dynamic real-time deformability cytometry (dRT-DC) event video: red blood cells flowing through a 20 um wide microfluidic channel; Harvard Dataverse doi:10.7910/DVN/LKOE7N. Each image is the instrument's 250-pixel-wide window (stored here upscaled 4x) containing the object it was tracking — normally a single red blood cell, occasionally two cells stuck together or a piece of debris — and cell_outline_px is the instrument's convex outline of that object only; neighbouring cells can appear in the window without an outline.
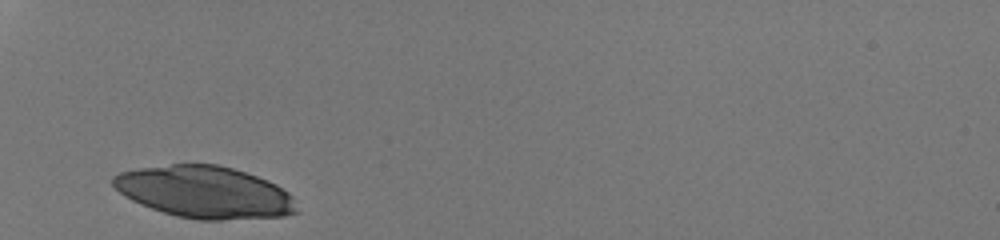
{"species": "human", "species_latin": "Homo sapiens", "temperature_condition": "room temperature", "stored_images_in_passage": 25, "camera_frame_rate_fps": 3000, "um_per_image_px": 0.085, "donor": {"sex": "male"}, "frame": {"image": 1, "passage_image": 1, "time_ms": 0.0, "image_size_px": [1000, 240], "cell_outline_px": [[300, 212], [284, 216], [220, 220], [200, 220], [176, 216], [140, 204], [132, 200], [120, 192], [112, 184], [112, 176], [120, 172], [136, 168], [172, 164], [220, 164], [268, 180], [276, 184], [288, 192], [292, 196]], "centroid_in_image_um": [17.41, 16.33], "position_along_channel_um": 67.6, "area_um2": 55.66}}
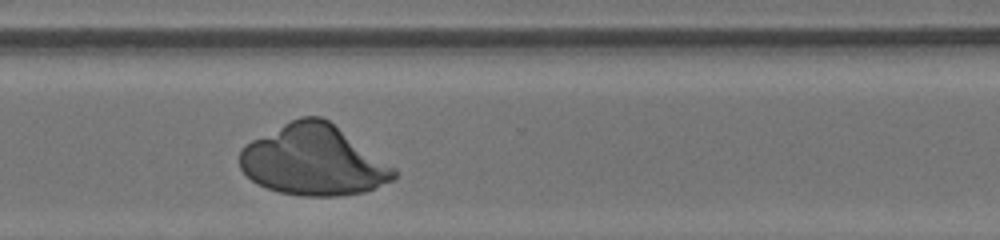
{"frame": {"image": 2, "passage_image": 22, "time_ms": 7.0, "image_size_px": [1000, 240], "cell_outline_px": [[396, 176], [392, 180], [376, 188], [364, 192], [336, 196], [300, 196], [280, 192], [268, 188], [252, 180], [240, 168], [240, 152], [252, 140], [300, 116], [320, 116], [328, 120], [396, 168]], "centroid_in_image_um": [26.67, 13.64], "position_along_channel_um": 343.9, "area_um2": 62.6}}
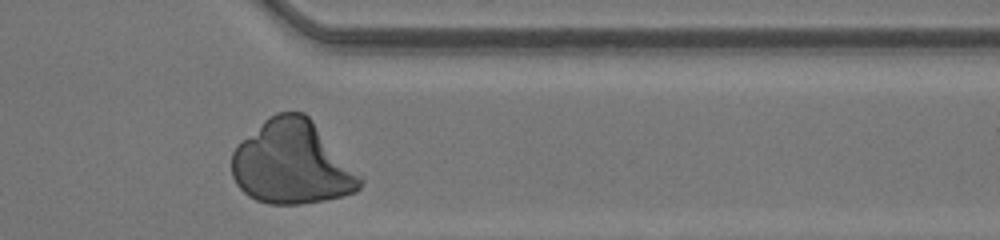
{"frame": {"image": 3, "passage_image": 25, "time_ms": 8.0, "image_size_px": [1000, 240], "cell_outline_px": [[364, 180], [360, 188], [356, 192], [324, 200], [300, 204], [268, 204], [256, 200], [248, 196], [236, 184], [232, 176], [232, 152], [236, 144], [268, 116], [276, 112], [304, 112], [312, 120]], "centroid_in_image_um": [24.77, 13.84], "position_along_channel_um": 386.6, "area_um2": 62.31}}